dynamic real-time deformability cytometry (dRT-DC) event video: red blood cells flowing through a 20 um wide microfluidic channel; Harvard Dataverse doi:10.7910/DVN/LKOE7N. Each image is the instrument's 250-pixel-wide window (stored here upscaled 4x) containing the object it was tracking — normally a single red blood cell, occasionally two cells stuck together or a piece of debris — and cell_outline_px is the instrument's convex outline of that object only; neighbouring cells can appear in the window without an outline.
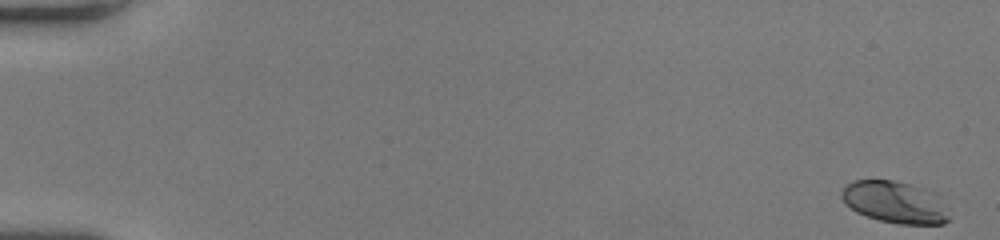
{"species": "human", "species_latin": "Homo sapiens", "temperature_condition": "room temperature", "stored_images_in_passage": 16, "camera_frame_rate_fps": 3000, "um_per_image_px": 0.085, "donor": {"sex": "female"}, "frame": {"image": 1, "passage_image": 1, "time_ms": 0.0, "image_size_px": [1000, 240], "cell_outline_px": [[952, 208], [948, 220], [944, 224], [896, 224], [880, 220], [856, 212], [840, 196], [840, 192], [852, 180], [892, 180], [912, 184], [940, 192]], "centroid_in_image_um": [76.23, 17.18], "position_along_channel_um": 8.8, "area_um2": 27.17}}